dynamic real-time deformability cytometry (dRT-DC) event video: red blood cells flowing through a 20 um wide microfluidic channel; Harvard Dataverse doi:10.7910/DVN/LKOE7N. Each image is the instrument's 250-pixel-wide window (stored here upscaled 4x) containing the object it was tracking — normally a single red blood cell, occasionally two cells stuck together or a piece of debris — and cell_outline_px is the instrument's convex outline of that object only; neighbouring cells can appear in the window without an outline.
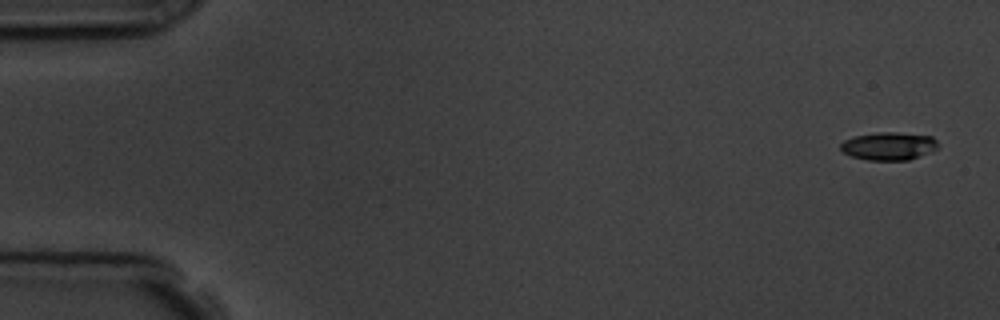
{"species": "common noctule bat (a hibernating species)", "species_latin": "Nyctalus noctula", "temperature_condition": "room temperature", "stored_images_in_passage": 5, "camera_frame_rate_fps": 3000, "um_per_image_px": 0.085, "animal": {"sex": "male", "body_mass_g": 19.5, "forearm_length_mm": 54.6}, "frame": {"image": 1, "passage_image": 1, "time_ms": 0.0, "image_size_px": [1000, 320], "cell_outline_px": [[940, 144], [932, 152], [908, 160], [868, 160], [852, 156], [844, 152], [840, 148], [840, 144], [844, 140], [852, 136], [880, 132], [896, 132], [932, 136]], "centroid_in_image_um": [75.56, 12.41], "position_along_channel_um": 9.4, "area_um2": 15.95}}
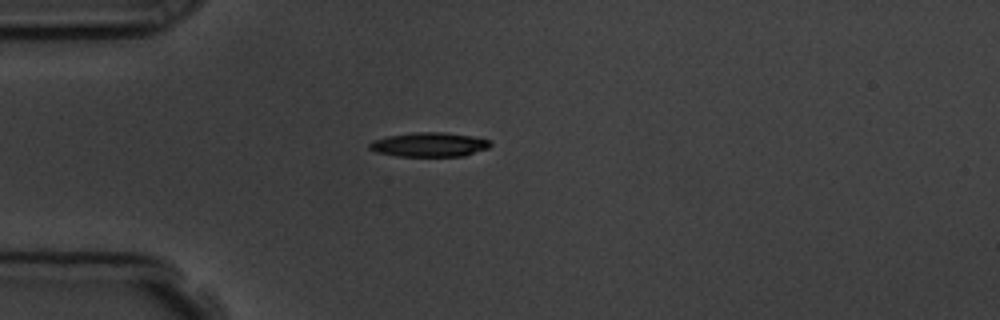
{"frame": {"image": 2, "passage_image": 4, "time_ms": 4.333, "image_size_px": [1000, 320], "cell_outline_px": [[492, 144], [488, 148], [464, 156], [396, 156], [376, 152], [368, 148], [368, 144], [372, 140], [388, 136], [416, 132], [444, 132], [472, 136], [488, 140]], "centroid_in_image_um": [36.46, 12.29], "position_along_channel_um": 48.5, "area_um2": 17.11}}